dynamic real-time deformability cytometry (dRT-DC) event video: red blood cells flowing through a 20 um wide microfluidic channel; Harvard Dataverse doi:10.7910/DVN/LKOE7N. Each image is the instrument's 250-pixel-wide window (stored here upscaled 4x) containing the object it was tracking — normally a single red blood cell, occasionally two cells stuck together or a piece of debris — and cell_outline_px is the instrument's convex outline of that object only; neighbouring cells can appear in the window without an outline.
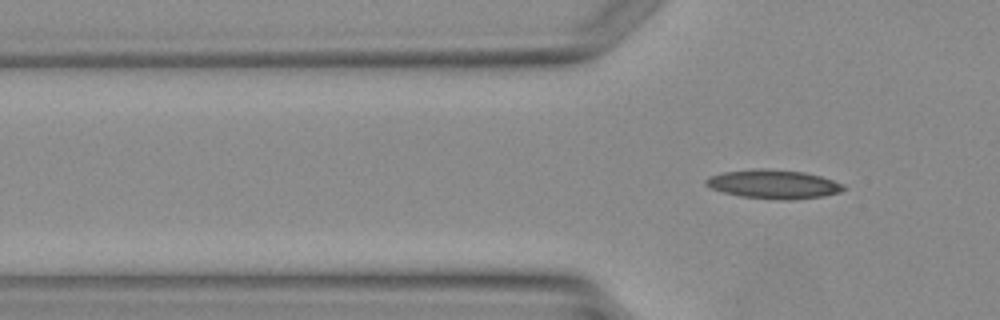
{"species": "Egyptian fruit bat (a non-hibernating species)", "species_latin": "Rousettus aegyptiacus", "temperature_condition": "warm", "stored_images_in_passage": 3, "camera_frame_rate_fps": 3000, "um_per_image_px": 0.085, "animal": {"sex": "female"}, "frame": {"image": 1, "passage_image": 3, "time_ms": 3.667, "image_size_px": [1000, 320], "cell_outline_px": [[848, 188], [840, 192], [824, 196], [792, 200], [780, 200], [740, 196], [724, 192], [712, 188], [704, 184], [704, 180], [708, 176], [724, 172], [804, 172], [820, 176], [844, 184]], "centroid_in_image_um": [65.82, 15.72], "position_along_channel_um": 60.0, "area_um2": 22.02}}